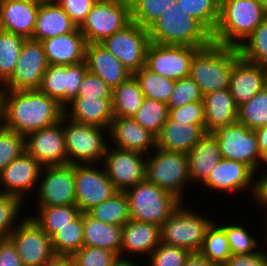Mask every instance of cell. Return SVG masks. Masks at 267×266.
Returning <instances> with one entry per match:
<instances>
[{"instance_id": "6da1fadb", "label": "cell", "mask_w": 267, "mask_h": 266, "mask_svg": "<svg viewBox=\"0 0 267 266\" xmlns=\"http://www.w3.org/2000/svg\"><path fill=\"white\" fill-rule=\"evenodd\" d=\"M64 107L39 90H6L2 126L23 136L61 121Z\"/></svg>"}, {"instance_id": "7a4b0ae2", "label": "cell", "mask_w": 267, "mask_h": 266, "mask_svg": "<svg viewBox=\"0 0 267 266\" xmlns=\"http://www.w3.org/2000/svg\"><path fill=\"white\" fill-rule=\"evenodd\" d=\"M266 17L258 0H220L213 43L238 48Z\"/></svg>"}, {"instance_id": "3957f363", "label": "cell", "mask_w": 267, "mask_h": 266, "mask_svg": "<svg viewBox=\"0 0 267 266\" xmlns=\"http://www.w3.org/2000/svg\"><path fill=\"white\" fill-rule=\"evenodd\" d=\"M152 43L206 48L213 43L212 34L196 19L175 5L147 29Z\"/></svg>"}, {"instance_id": "277c9868", "label": "cell", "mask_w": 267, "mask_h": 266, "mask_svg": "<svg viewBox=\"0 0 267 266\" xmlns=\"http://www.w3.org/2000/svg\"><path fill=\"white\" fill-rule=\"evenodd\" d=\"M239 56L238 48L212 43L194 55L189 76L198 84L203 96L228 89L230 73Z\"/></svg>"}, {"instance_id": "5b68a950", "label": "cell", "mask_w": 267, "mask_h": 266, "mask_svg": "<svg viewBox=\"0 0 267 266\" xmlns=\"http://www.w3.org/2000/svg\"><path fill=\"white\" fill-rule=\"evenodd\" d=\"M68 164H101L109 146V128L79 123L63 115Z\"/></svg>"}, {"instance_id": "8992f818", "label": "cell", "mask_w": 267, "mask_h": 266, "mask_svg": "<svg viewBox=\"0 0 267 266\" xmlns=\"http://www.w3.org/2000/svg\"><path fill=\"white\" fill-rule=\"evenodd\" d=\"M187 205L189 202H181L160 227L161 242L186 249L191 253H198L207 229L215 220L204 213L201 215L195 211L197 208L191 207V209Z\"/></svg>"}, {"instance_id": "52a82bcc", "label": "cell", "mask_w": 267, "mask_h": 266, "mask_svg": "<svg viewBox=\"0 0 267 266\" xmlns=\"http://www.w3.org/2000/svg\"><path fill=\"white\" fill-rule=\"evenodd\" d=\"M128 198L130 218L161 227L181 204L175 195L147 179L124 191Z\"/></svg>"}, {"instance_id": "ba28073f", "label": "cell", "mask_w": 267, "mask_h": 266, "mask_svg": "<svg viewBox=\"0 0 267 266\" xmlns=\"http://www.w3.org/2000/svg\"><path fill=\"white\" fill-rule=\"evenodd\" d=\"M146 179L185 202L191 184L188 155L156 148L146 155Z\"/></svg>"}, {"instance_id": "9c48e42d", "label": "cell", "mask_w": 267, "mask_h": 266, "mask_svg": "<svg viewBox=\"0 0 267 266\" xmlns=\"http://www.w3.org/2000/svg\"><path fill=\"white\" fill-rule=\"evenodd\" d=\"M131 22L130 0L98 1L92 5L79 30L87 43H101Z\"/></svg>"}, {"instance_id": "30bf717a", "label": "cell", "mask_w": 267, "mask_h": 266, "mask_svg": "<svg viewBox=\"0 0 267 266\" xmlns=\"http://www.w3.org/2000/svg\"><path fill=\"white\" fill-rule=\"evenodd\" d=\"M217 141L222 158L248 165L257 175L265 158L261 155L254 130L236 121L211 132Z\"/></svg>"}, {"instance_id": "8fae6325", "label": "cell", "mask_w": 267, "mask_h": 266, "mask_svg": "<svg viewBox=\"0 0 267 266\" xmlns=\"http://www.w3.org/2000/svg\"><path fill=\"white\" fill-rule=\"evenodd\" d=\"M201 186L202 191L206 188L215 195L249 194L250 203L256 204L258 199V175L248 165L234 160L222 158Z\"/></svg>"}, {"instance_id": "7c38bea8", "label": "cell", "mask_w": 267, "mask_h": 266, "mask_svg": "<svg viewBox=\"0 0 267 266\" xmlns=\"http://www.w3.org/2000/svg\"><path fill=\"white\" fill-rule=\"evenodd\" d=\"M37 206L76 205L74 165L42 167L38 188L34 195Z\"/></svg>"}, {"instance_id": "4fadbf2b", "label": "cell", "mask_w": 267, "mask_h": 266, "mask_svg": "<svg viewBox=\"0 0 267 266\" xmlns=\"http://www.w3.org/2000/svg\"><path fill=\"white\" fill-rule=\"evenodd\" d=\"M76 206L81 213L101 204L118 190L102 164L74 165Z\"/></svg>"}, {"instance_id": "5bb4252c", "label": "cell", "mask_w": 267, "mask_h": 266, "mask_svg": "<svg viewBox=\"0 0 267 266\" xmlns=\"http://www.w3.org/2000/svg\"><path fill=\"white\" fill-rule=\"evenodd\" d=\"M100 44L134 74L145 66L150 39L146 28L131 22L124 29L105 38Z\"/></svg>"}, {"instance_id": "9a60e30c", "label": "cell", "mask_w": 267, "mask_h": 266, "mask_svg": "<svg viewBox=\"0 0 267 266\" xmlns=\"http://www.w3.org/2000/svg\"><path fill=\"white\" fill-rule=\"evenodd\" d=\"M199 50L191 46L150 42L146 50L145 67L163 77L179 80L189 76L193 57Z\"/></svg>"}, {"instance_id": "2e32d148", "label": "cell", "mask_w": 267, "mask_h": 266, "mask_svg": "<svg viewBox=\"0 0 267 266\" xmlns=\"http://www.w3.org/2000/svg\"><path fill=\"white\" fill-rule=\"evenodd\" d=\"M26 217L11 231L9 238L15 244L23 266H42L55 254L51 237L25 213Z\"/></svg>"}, {"instance_id": "e0dca14e", "label": "cell", "mask_w": 267, "mask_h": 266, "mask_svg": "<svg viewBox=\"0 0 267 266\" xmlns=\"http://www.w3.org/2000/svg\"><path fill=\"white\" fill-rule=\"evenodd\" d=\"M41 41L25 39L15 70L3 84L6 90H38L48 67Z\"/></svg>"}, {"instance_id": "ac0fdd59", "label": "cell", "mask_w": 267, "mask_h": 266, "mask_svg": "<svg viewBox=\"0 0 267 266\" xmlns=\"http://www.w3.org/2000/svg\"><path fill=\"white\" fill-rule=\"evenodd\" d=\"M101 164L118 191H125L146 179V155L140 152L109 145Z\"/></svg>"}, {"instance_id": "d6986e66", "label": "cell", "mask_w": 267, "mask_h": 266, "mask_svg": "<svg viewBox=\"0 0 267 266\" xmlns=\"http://www.w3.org/2000/svg\"><path fill=\"white\" fill-rule=\"evenodd\" d=\"M41 170L39 162L27 151L23 152L0 172V193L27 203L37 191Z\"/></svg>"}, {"instance_id": "ffe728a7", "label": "cell", "mask_w": 267, "mask_h": 266, "mask_svg": "<svg viewBox=\"0 0 267 266\" xmlns=\"http://www.w3.org/2000/svg\"><path fill=\"white\" fill-rule=\"evenodd\" d=\"M86 71L85 61L73 65H48L38 90L65 107L77 97Z\"/></svg>"}, {"instance_id": "44dd1931", "label": "cell", "mask_w": 267, "mask_h": 266, "mask_svg": "<svg viewBox=\"0 0 267 266\" xmlns=\"http://www.w3.org/2000/svg\"><path fill=\"white\" fill-rule=\"evenodd\" d=\"M25 147L42 167L68 164L63 117L56 124L28 134L25 137Z\"/></svg>"}, {"instance_id": "7402d4cb", "label": "cell", "mask_w": 267, "mask_h": 266, "mask_svg": "<svg viewBox=\"0 0 267 266\" xmlns=\"http://www.w3.org/2000/svg\"><path fill=\"white\" fill-rule=\"evenodd\" d=\"M109 145L149 155L156 149V136L132 117H114L109 127Z\"/></svg>"}, {"instance_id": "603a6c76", "label": "cell", "mask_w": 267, "mask_h": 266, "mask_svg": "<svg viewBox=\"0 0 267 266\" xmlns=\"http://www.w3.org/2000/svg\"><path fill=\"white\" fill-rule=\"evenodd\" d=\"M160 241L158 225L129 219L122 226V245L119 256L139 257V259L145 257L143 260L146 261Z\"/></svg>"}, {"instance_id": "cb8c5ba5", "label": "cell", "mask_w": 267, "mask_h": 266, "mask_svg": "<svg viewBox=\"0 0 267 266\" xmlns=\"http://www.w3.org/2000/svg\"><path fill=\"white\" fill-rule=\"evenodd\" d=\"M39 1L4 0L0 4V29L31 38L39 12Z\"/></svg>"}, {"instance_id": "d4e9b609", "label": "cell", "mask_w": 267, "mask_h": 266, "mask_svg": "<svg viewBox=\"0 0 267 266\" xmlns=\"http://www.w3.org/2000/svg\"><path fill=\"white\" fill-rule=\"evenodd\" d=\"M263 88L264 81L261 66L246 61L239 56L234 62L228 86L237 107L248 103Z\"/></svg>"}, {"instance_id": "484cf974", "label": "cell", "mask_w": 267, "mask_h": 266, "mask_svg": "<svg viewBox=\"0 0 267 266\" xmlns=\"http://www.w3.org/2000/svg\"><path fill=\"white\" fill-rule=\"evenodd\" d=\"M84 61L87 70L98 75L112 89L133 75L100 43H87Z\"/></svg>"}, {"instance_id": "4316f807", "label": "cell", "mask_w": 267, "mask_h": 266, "mask_svg": "<svg viewBox=\"0 0 267 266\" xmlns=\"http://www.w3.org/2000/svg\"><path fill=\"white\" fill-rule=\"evenodd\" d=\"M207 134L205 124L173 121L169 117L156 137V148L167 152L188 154L197 142Z\"/></svg>"}, {"instance_id": "83f0119b", "label": "cell", "mask_w": 267, "mask_h": 266, "mask_svg": "<svg viewBox=\"0 0 267 266\" xmlns=\"http://www.w3.org/2000/svg\"><path fill=\"white\" fill-rule=\"evenodd\" d=\"M41 42L49 65H73L85 60L87 41L79 27Z\"/></svg>"}, {"instance_id": "f1b7e54d", "label": "cell", "mask_w": 267, "mask_h": 266, "mask_svg": "<svg viewBox=\"0 0 267 266\" xmlns=\"http://www.w3.org/2000/svg\"><path fill=\"white\" fill-rule=\"evenodd\" d=\"M111 99L77 96L64 107V115L79 123L109 128L114 118Z\"/></svg>"}, {"instance_id": "f546056e", "label": "cell", "mask_w": 267, "mask_h": 266, "mask_svg": "<svg viewBox=\"0 0 267 266\" xmlns=\"http://www.w3.org/2000/svg\"><path fill=\"white\" fill-rule=\"evenodd\" d=\"M189 174L191 185L200 187L209 177L212 169L221 161L217 141L211 133L205 134L189 151Z\"/></svg>"}, {"instance_id": "4dcf8cb0", "label": "cell", "mask_w": 267, "mask_h": 266, "mask_svg": "<svg viewBox=\"0 0 267 266\" xmlns=\"http://www.w3.org/2000/svg\"><path fill=\"white\" fill-rule=\"evenodd\" d=\"M203 102L207 133L237 121L238 107L228 89L204 95Z\"/></svg>"}, {"instance_id": "1f68e13d", "label": "cell", "mask_w": 267, "mask_h": 266, "mask_svg": "<svg viewBox=\"0 0 267 266\" xmlns=\"http://www.w3.org/2000/svg\"><path fill=\"white\" fill-rule=\"evenodd\" d=\"M77 26L60 4H41L36 25L30 39L43 41L59 35L73 32Z\"/></svg>"}, {"instance_id": "d6a6232c", "label": "cell", "mask_w": 267, "mask_h": 266, "mask_svg": "<svg viewBox=\"0 0 267 266\" xmlns=\"http://www.w3.org/2000/svg\"><path fill=\"white\" fill-rule=\"evenodd\" d=\"M122 226L106 224L83 213V246L104 248L120 254Z\"/></svg>"}, {"instance_id": "836d02e7", "label": "cell", "mask_w": 267, "mask_h": 266, "mask_svg": "<svg viewBox=\"0 0 267 266\" xmlns=\"http://www.w3.org/2000/svg\"><path fill=\"white\" fill-rule=\"evenodd\" d=\"M145 96L134 75L112 89L113 117H133L143 104Z\"/></svg>"}, {"instance_id": "e575fe53", "label": "cell", "mask_w": 267, "mask_h": 266, "mask_svg": "<svg viewBox=\"0 0 267 266\" xmlns=\"http://www.w3.org/2000/svg\"><path fill=\"white\" fill-rule=\"evenodd\" d=\"M27 212V215L50 237L81 213L76 205L38 206L34 213L30 210Z\"/></svg>"}, {"instance_id": "d590c367", "label": "cell", "mask_w": 267, "mask_h": 266, "mask_svg": "<svg viewBox=\"0 0 267 266\" xmlns=\"http://www.w3.org/2000/svg\"><path fill=\"white\" fill-rule=\"evenodd\" d=\"M95 220L106 224L123 226L130 218L128 198L124 191L113 196L86 212Z\"/></svg>"}, {"instance_id": "8d00e7d4", "label": "cell", "mask_w": 267, "mask_h": 266, "mask_svg": "<svg viewBox=\"0 0 267 266\" xmlns=\"http://www.w3.org/2000/svg\"><path fill=\"white\" fill-rule=\"evenodd\" d=\"M224 219V222L223 220H219L217 223L225 230L230 245L231 254L254 253L261 248L260 246H264L265 238L262 240L263 244H261V241L259 243V239H261V237H255L251 231L253 228H249L247 225L245 226V223L241 222V220L237 223L231 221L226 223L229 219Z\"/></svg>"}, {"instance_id": "74e56055", "label": "cell", "mask_w": 267, "mask_h": 266, "mask_svg": "<svg viewBox=\"0 0 267 266\" xmlns=\"http://www.w3.org/2000/svg\"><path fill=\"white\" fill-rule=\"evenodd\" d=\"M55 255L72 256L83 247V213L51 236Z\"/></svg>"}, {"instance_id": "f35d334b", "label": "cell", "mask_w": 267, "mask_h": 266, "mask_svg": "<svg viewBox=\"0 0 267 266\" xmlns=\"http://www.w3.org/2000/svg\"><path fill=\"white\" fill-rule=\"evenodd\" d=\"M199 253L211 263L223 266L231 256L230 245L225 230L217 220L207 229Z\"/></svg>"}, {"instance_id": "ab89813d", "label": "cell", "mask_w": 267, "mask_h": 266, "mask_svg": "<svg viewBox=\"0 0 267 266\" xmlns=\"http://www.w3.org/2000/svg\"><path fill=\"white\" fill-rule=\"evenodd\" d=\"M133 75L138 81L145 98L154 99L166 104L168 103L174 90L176 80L153 73L145 66Z\"/></svg>"}, {"instance_id": "60d3db41", "label": "cell", "mask_w": 267, "mask_h": 266, "mask_svg": "<svg viewBox=\"0 0 267 266\" xmlns=\"http://www.w3.org/2000/svg\"><path fill=\"white\" fill-rule=\"evenodd\" d=\"M25 37L0 29V85L15 70Z\"/></svg>"}, {"instance_id": "b9f144b4", "label": "cell", "mask_w": 267, "mask_h": 266, "mask_svg": "<svg viewBox=\"0 0 267 266\" xmlns=\"http://www.w3.org/2000/svg\"><path fill=\"white\" fill-rule=\"evenodd\" d=\"M180 10L199 21L213 34L219 19L220 0H176Z\"/></svg>"}, {"instance_id": "7bdbcfd3", "label": "cell", "mask_w": 267, "mask_h": 266, "mask_svg": "<svg viewBox=\"0 0 267 266\" xmlns=\"http://www.w3.org/2000/svg\"><path fill=\"white\" fill-rule=\"evenodd\" d=\"M131 21L148 29L162 13L177 5L176 0H130Z\"/></svg>"}, {"instance_id": "ee69618b", "label": "cell", "mask_w": 267, "mask_h": 266, "mask_svg": "<svg viewBox=\"0 0 267 266\" xmlns=\"http://www.w3.org/2000/svg\"><path fill=\"white\" fill-rule=\"evenodd\" d=\"M132 118L157 137L168 118L167 104L145 98L142 106Z\"/></svg>"}, {"instance_id": "f6af8a7d", "label": "cell", "mask_w": 267, "mask_h": 266, "mask_svg": "<svg viewBox=\"0 0 267 266\" xmlns=\"http://www.w3.org/2000/svg\"><path fill=\"white\" fill-rule=\"evenodd\" d=\"M26 205L30 204L21 198L0 193V239L9 238L11 231L26 217L23 208Z\"/></svg>"}, {"instance_id": "bcb514c9", "label": "cell", "mask_w": 267, "mask_h": 266, "mask_svg": "<svg viewBox=\"0 0 267 266\" xmlns=\"http://www.w3.org/2000/svg\"><path fill=\"white\" fill-rule=\"evenodd\" d=\"M237 121L251 130L267 125V89L263 88L238 108Z\"/></svg>"}, {"instance_id": "7dc6e473", "label": "cell", "mask_w": 267, "mask_h": 266, "mask_svg": "<svg viewBox=\"0 0 267 266\" xmlns=\"http://www.w3.org/2000/svg\"><path fill=\"white\" fill-rule=\"evenodd\" d=\"M240 56L251 63H267V17L238 47Z\"/></svg>"}, {"instance_id": "c3c4849f", "label": "cell", "mask_w": 267, "mask_h": 266, "mask_svg": "<svg viewBox=\"0 0 267 266\" xmlns=\"http://www.w3.org/2000/svg\"><path fill=\"white\" fill-rule=\"evenodd\" d=\"M25 151V136L0 126V172Z\"/></svg>"}, {"instance_id": "681fc988", "label": "cell", "mask_w": 267, "mask_h": 266, "mask_svg": "<svg viewBox=\"0 0 267 266\" xmlns=\"http://www.w3.org/2000/svg\"><path fill=\"white\" fill-rule=\"evenodd\" d=\"M190 254L186 249L160 241L145 261V266H184Z\"/></svg>"}, {"instance_id": "f907efd6", "label": "cell", "mask_w": 267, "mask_h": 266, "mask_svg": "<svg viewBox=\"0 0 267 266\" xmlns=\"http://www.w3.org/2000/svg\"><path fill=\"white\" fill-rule=\"evenodd\" d=\"M196 101H203V94L198 84L188 76L175 81V87L167 103V107H182L183 105Z\"/></svg>"}, {"instance_id": "816d5d0a", "label": "cell", "mask_w": 267, "mask_h": 266, "mask_svg": "<svg viewBox=\"0 0 267 266\" xmlns=\"http://www.w3.org/2000/svg\"><path fill=\"white\" fill-rule=\"evenodd\" d=\"M117 255L108 249L83 246L71 258L74 266H111Z\"/></svg>"}, {"instance_id": "f5cc1de1", "label": "cell", "mask_w": 267, "mask_h": 266, "mask_svg": "<svg viewBox=\"0 0 267 266\" xmlns=\"http://www.w3.org/2000/svg\"><path fill=\"white\" fill-rule=\"evenodd\" d=\"M168 117L173 121L205 124L204 102H190L182 107L168 108Z\"/></svg>"}, {"instance_id": "db71d44e", "label": "cell", "mask_w": 267, "mask_h": 266, "mask_svg": "<svg viewBox=\"0 0 267 266\" xmlns=\"http://www.w3.org/2000/svg\"><path fill=\"white\" fill-rule=\"evenodd\" d=\"M77 96L112 98V88L98 75L87 70Z\"/></svg>"}, {"instance_id": "11a10c76", "label": "cell", "mask_w": 267, "mask_h": 266, "mask_svg": "<svg viewBox=\"0 0 267 266\" xmlns=\"http://www.w3.org/2000/svg\"><path fill=\"white\" fill-rule=\"evenodd\" d=\"M94 2L93 0H62L60 6L69 15L72 22L80 27Z\"/></svg>"}, {"instance_id": "9f6ffc18", "label": "cell", "mask_w": 267, "mask_h": 266, "mask_svg": "<svg viewBox=\"0 0 267 266\" xmlns=\"http://www.w3.org/2000/svg\"><path fill=\"white\" fill-rule=\"evenodd\" d=\"M265 248V249H264ZM267 245L248 254H231L223 266H267Z\"/></svg>"}, {"instance_id": "6f0895ef", "label": "cell", "mask_w": 267, "mask_h": 266, "mask_svg": "<svg viewBox=\"0 0 267 266\" xmlns=\"http://www.w3.org/2000/svg\"><path fill=\"white\" fill-rule=\"evenodd\" d=\"M0 266H23L16 246L10 238L0 239Z\"/></svg>"}, {"instance_id": "680465c9", "label": "cell", "mask_w": 267, "mask_h": 266, "mask_svg": "<svg viewBox=\"0 0 267 266\" xmlns=\"http://www.w3.org/2000/svg\"><path fill=\"white\" fill-rule=\"evenodd\" d=\"M257 142H258V148L261 153V155L266 158L267 157V125L259 127L254 130Z\"/></svg>"}, {"instance_id": "91938a15", "label": "cell", "mask_w": 267, "mask_h": 266, "mask_svg": "<svg viewBox=\"0 0 267 266\" xmlns=\"http://www.w3.org/2000/svg\"><path fill=\"white\" fill-rule=\"evenodd\" d=\"M184 266H219L211 263L208 259L204 258L199 252L191 253L185 262Z\"/></svg>"}, {"instance_id": "94428289", "label": "cell", "mask_w": 267, "mask_h": 266, "mask_svg": "<svg viewBox=\"0 0 267 266\" xmlns=\"http://www.w3.org/2000/svg\"><path fill=\"white\" fill-rule=\"evenodd\" d=\"M254 207L262 208L261 214H263V217H265L263 220H265L267 218V186H258V199Z\"/></svg>"}, {"instance_id": "6125c7cd", "label": "cell", "mask_w": 267, "mask_h": 266, "mask_svg": "<svg viewBox=\"0 0 267 266\" xmlns=\"http://www.w3.org/2000/svg\"><path fill=\"white\" fill-rule=\"evenodd\" d=\"M42 266H74L71 256L54 255L50 260L46 261Z\"/></svg>"}, {"instance_id": "be15d7a7", "label": "cell", "mask_w": 267, "mask_h": 266, "mask_svg": "<svg viewBox=\"0 0 267 266\" xmlns=\"http://www.w3.org/2000/svg\"><path fill=\"white\" fill-rule=\"evenodd\" d=\"M137 258H131V257H123V256H117L114 261L112 262L111 266H145L144 260H138L136 261ZM141 261V262H139ZM142 263V264H140Z\"/></svg>"}, {"instance_id": "e7e4bbea", "label": "cell", "mask_w": 267, "mask_h": 266, "mask_svg": "<svg viewBox=\"0 0 267 266\" xmlns=\"http://www.w3.org/2000/svg\"><path fill=\"white\" fill-rule=\"evenodd\" d=\"M258 186H267V157L265 158L263 167L258 175Z\"/></svg>"}, {"instance_id": "03108f58", "label": "cell", "mask_w": 267, "mask_h": 266, "mask_svg": "<svg viewBox=\"0 0 267 266\" xmlns=\"http://www.w3.org/2000/svg\"><path fill=\"white\" fill-rule=\"evenodd\" d=\"M5 94H6V89L3 87V85H0V126H2L4 120Z\"/></svg>"}, {"instance_id": "003e7915", "label": "cell", "mask_w": 267, "mask_h": 266, "mask_svg": "<svg viewBox=\"0 0 267 266\" xmlns=\"http://www.w3.org/2000/svg\"><path fill=\"white\" fill-rule=\"evenodd\" d=\"M263 72L264 88L267 89V63L260 65Z\"/></svg>"}, {"instance_id": "a7ac6f4b", "label": "cell", "mask_w": 267, "mask_h": 266, "mask_svg": "<svg viewBox=\"0 0 267 266\" xmlns=\"http://www.w3.org/2000/svg\"><path fill=\"white\" fill-rule=\"evenodd\" d=\"M41 4H60L62 0H39Z\"/></svg>"}, {"instance_id": "89a4df30", "label": "cell", "mask_w": 267, "mask_h": 266, "mask_svg": "<svg viewBox=\"0 0 267 266\" xmlns=\"http://www.w3.org/2000/svg\"><path fill=\"white\" fill-rule=\"evenodd\" d=\"M261 5L263 6V8L267 11V0H258Z\"/></svg>"}, {"instance_id": "2644e50d", "label": "cell", "mask_w": 267, "mask_h": 266, "mask_svg": "<svg viewBox=\"0 0 267 266\" xmlns=\"http://www.w3.org/2000/svg\"><path fill=\"white\" fill-rule=\"evenodd\" d=\"M264 224H265V228H266V229H265V231H264L265 233L263 232V234H264V235L266 234V235H265V236H266V237H265V243H266V245H267V218L265 219Z\"/></svg>"}, {"instance_id": "8c879c8a", "label": "cell", "mask_w": 267, "mask_h": 266, "mask_svg": "<svg viewBox=\"0 0 267 266\" xmlns=\"http://www.w3.org/2000/svg\"><path fill=\"white\" fill-rule=\"evenodd\" d=\"M93 1L98 2V1H107V0H93Z\"/></svg>"}]
</instances>
